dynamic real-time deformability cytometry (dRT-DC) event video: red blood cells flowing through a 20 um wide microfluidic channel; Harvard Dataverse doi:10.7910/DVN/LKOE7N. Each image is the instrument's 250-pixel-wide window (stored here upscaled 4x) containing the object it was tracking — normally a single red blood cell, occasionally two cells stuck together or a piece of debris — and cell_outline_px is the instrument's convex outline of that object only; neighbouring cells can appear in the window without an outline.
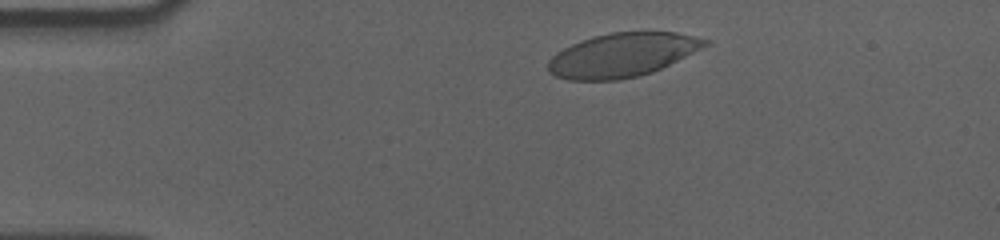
{"species": "human", "species_latin": "Homo sapiens", "temperature_condition": "cold", "stored_images_in_passage": 49, "camera_frame_rate_fps": 3000, "um_per_image_px": 0.085, "donor": {"sex": "male"}, "frame": {"image": 1, "passage_image": 2, "time_ms": 0.333, "image_size_px": [1000, 240], "cell_outline_px": [[712, 44], [652, 72], [640, 76], [620, 80], [568, 80], [556, 76], [548, 72], [548, 60], [556, 52], [580, 40], [592, 36], [612, 32], [676, 32], [708, 40]], "centroid_in_image_um": [52.88, 4.68], "position_along_channel_um": 32.1, "area_um2": 40.17}}
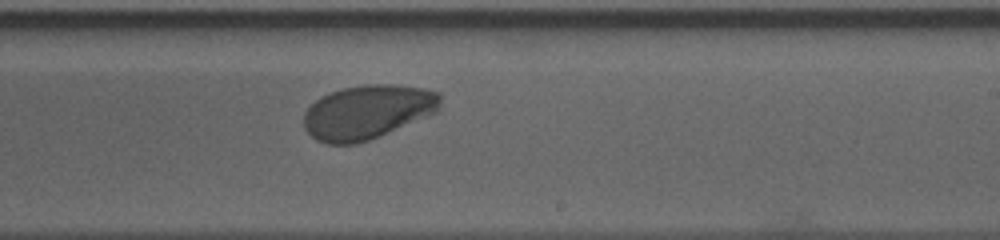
{"frame": {"image": 2, "passage_image": 26, "time_ms": 8.333, "image_size_px": [1000, 240], "cell_outline_px": [[440, 104], [436, 112], [428, 116], [368, 140], [356, 144], [324, 144], [316, 140], [304, 128], [304, 112], [320, 96], [344, 88], [364, 84], [396, 84], [424, 88], [440, 92]], "centroid_in_image_um": [31.23, 9.51], "position_along_channel_um": 257.8, "area_um2": 43.0}}
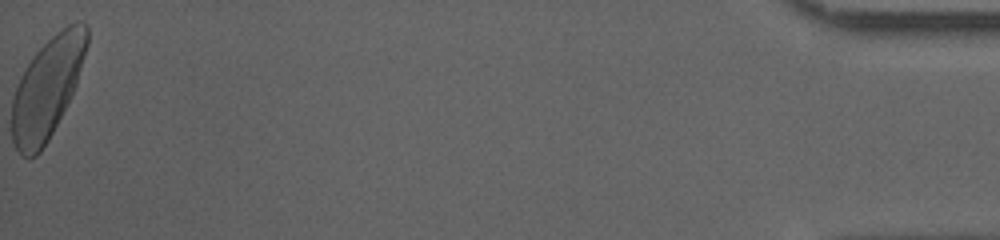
{"frame": {"image": 3, "passage_image": 49, "time_ms": 16.0, "image_size_px": [1000, 240], "cell_outline_px": [[88, 44], [76, 84], [48, 140], [40, 152], [36, 156], [28, 160], [20, 156], [12, 140], [12, 100], [16, 84], [24, 68], [32, 56], [56, 32], [68, 24], [76, 20], [80, 20], [88, 24]], "centroid_in_image_um": [4.0, 7.46], "position_along_channel_um": 431.2, "area_um2": 44.1}, "authors_computed_cell_mechanics": {"area_um2": 43.1188, "velocity_mm_per_s": 3.5155, "shape_relaxation_time_tau1_ms": 1.717, "shape_relaxation_time_tau2_ms": null, "deformation_change_tau1": 0.109, "deformation_change_tau2": null}}